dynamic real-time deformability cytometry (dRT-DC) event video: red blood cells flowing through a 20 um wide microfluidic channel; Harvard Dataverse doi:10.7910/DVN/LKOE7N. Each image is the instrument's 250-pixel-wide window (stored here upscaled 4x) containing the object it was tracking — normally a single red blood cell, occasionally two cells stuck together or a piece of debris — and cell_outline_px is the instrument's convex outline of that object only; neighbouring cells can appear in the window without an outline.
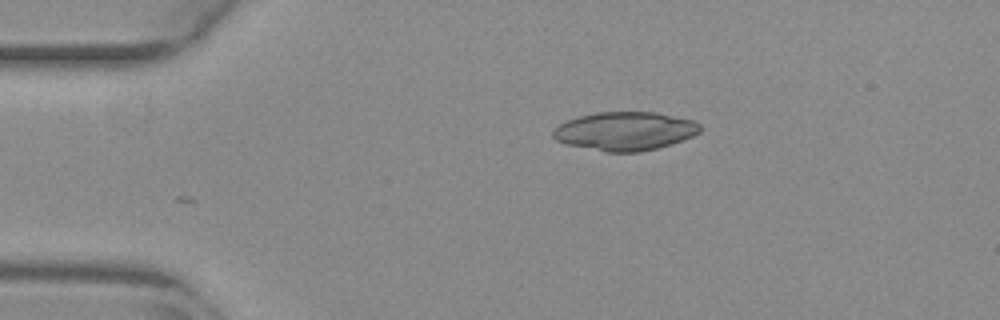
{"species": "common noctule bat (a hibernating species)", "species_latin": "Nyctalus noctula", "temperature_condition": "warm", "stored_images_in_passage": 22, "camera_frame_rate_fps": 3000, "um_per_image_px": 0.085, "animal": {"sex": "female", "body_mass_g": 29.2, "forearm_length_mm": 56.3}, "frame": {"image": 1, "passage_image": 1, "time_ms": 0.0, "image_size_px": [1000, 320], "cell_outline_px": [[704, 128], [700, 132], [692, 136], [672, 144], [640, 152], [604, 152], [564, 144], [556, 140], [552, 136], [552, 132], [560, 124], [568, 120], [580, 116], [596, 112], [656, 112], [692, 120], [700, 124]], "centroid_in_image_um": [53.13, 11.15], "position_along_channel_um": 31.9, "area_um2": 33.18}}